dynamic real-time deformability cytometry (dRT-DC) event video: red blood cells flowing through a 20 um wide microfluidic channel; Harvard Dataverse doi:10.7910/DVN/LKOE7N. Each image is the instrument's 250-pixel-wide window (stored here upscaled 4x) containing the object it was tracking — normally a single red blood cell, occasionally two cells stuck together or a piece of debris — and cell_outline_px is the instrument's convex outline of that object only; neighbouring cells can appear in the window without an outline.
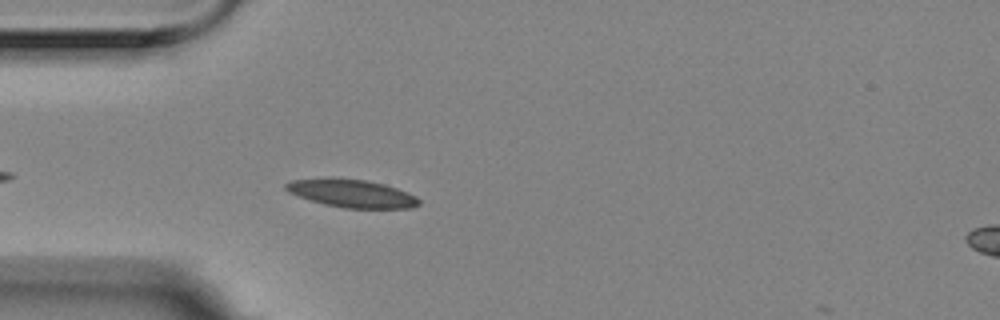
{"species": "Egyptian fruit bat (a non-hibernating species)", "species_latin": "Rousettus aegyptiacus", "temperature_condition": "room temperature", "stored_images_in_passage": 4, "camera_frame_rate_fps": 3000, "um_per_image_px": 0.085, "animal": {"sex": "female"}, "frame": {"image": 1, "passage_image": 3, "time_ms": 0.667, "image_size_px": [1000, 320], "cell_outline_px": [[420, 204], [412, 208], [344, 208], [324, 204], [288, 192], [284, 188], [284, 184], [292, 180], [332, 176], [364, 180], [384, 184], [408, 192], [416, 196], [420, 200]], "centroid_in_image_um": [29.89, 16.42], "position_along_channel_um": 55.1, "area_um2": 21.91}}